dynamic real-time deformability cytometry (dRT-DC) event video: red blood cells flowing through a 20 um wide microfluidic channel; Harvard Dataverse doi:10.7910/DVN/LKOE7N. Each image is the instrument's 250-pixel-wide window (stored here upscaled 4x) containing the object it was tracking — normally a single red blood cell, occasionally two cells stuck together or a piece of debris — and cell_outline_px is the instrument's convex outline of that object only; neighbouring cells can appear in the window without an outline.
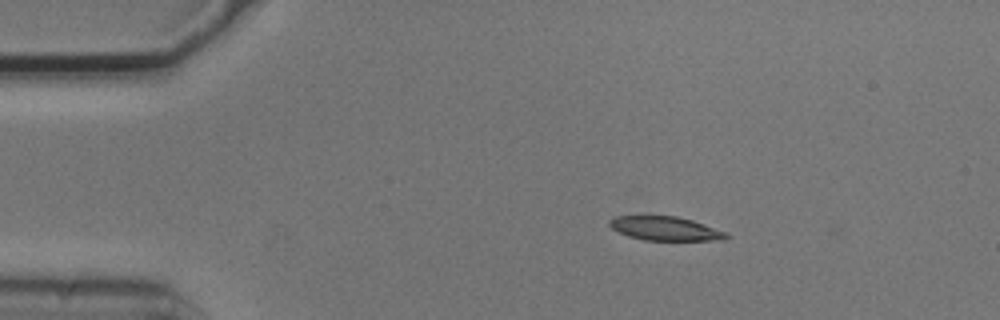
{"species": "common noctule bat (a hibernating species)", "species_latin": "Nyctalus noctula", "temperature_condition": "cold", "stored_images_in_passage": 10, "camera_frame_rate_fps": 3000, "um_per_image_px": 0.085, "animal": {"sex": "male", "body_mass_g": 20.5, "forearm_length_mm": 52.5}, "frame": {"image": 1, "passage_image": 2, "time_ms": 0.333, "image_size_px": [1000, 320], "cell_outline_px": [[728, 236], [724, 240], [644, 240], [628, 236], [612, 228], [608, 224], [608, 220], [616, 216], [676, 216], [692, 220], [728, 232]], "centroid_in_image_um": [56.56, 19.42], "position_along_channel_um": 28.4, "area_um2": 16.24}}
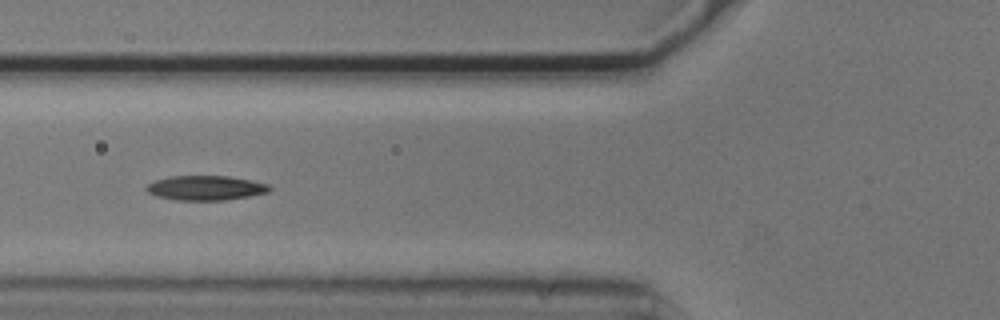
{"frame": {"image": 2, "passage_image": 5, "time_ms": 1.333, "image_size_px": [1000, 320], "cell_outline_px": [[272, 188], [268, 192], [248, 196], [224, 200], [176, 200], [156, 196], [148, 192], [144, 188], [148, 184], [156, 180], [168, 176], [228, 176], [252, 180], [272, 184]], "centroid_in_image_um": [17.5, 15.96], "position_along_channel_um": 108.3, "area_um2": 17.74}}
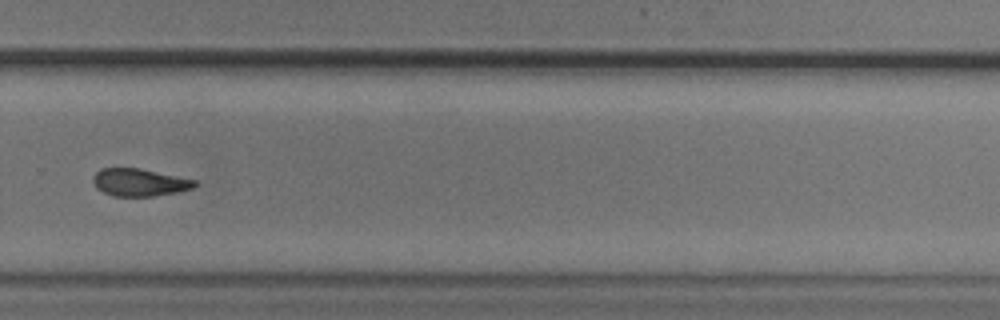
{"frame": {"image": 3, "passage_image": 10, "time_ms": 3.0, "image_size_px": [1000, 320], "cell_outline_px": [[196, 184], [192, 188], [176, 192], [152, 196], [112, 196], [96, 188], [92, 180], [92, 176], [100, 168], [140, 168], [196, 180]], "centroid_in_image_um": [11.8, 15.49], "position_along_channel_um": 318.0, "area_um2": 16.24}}